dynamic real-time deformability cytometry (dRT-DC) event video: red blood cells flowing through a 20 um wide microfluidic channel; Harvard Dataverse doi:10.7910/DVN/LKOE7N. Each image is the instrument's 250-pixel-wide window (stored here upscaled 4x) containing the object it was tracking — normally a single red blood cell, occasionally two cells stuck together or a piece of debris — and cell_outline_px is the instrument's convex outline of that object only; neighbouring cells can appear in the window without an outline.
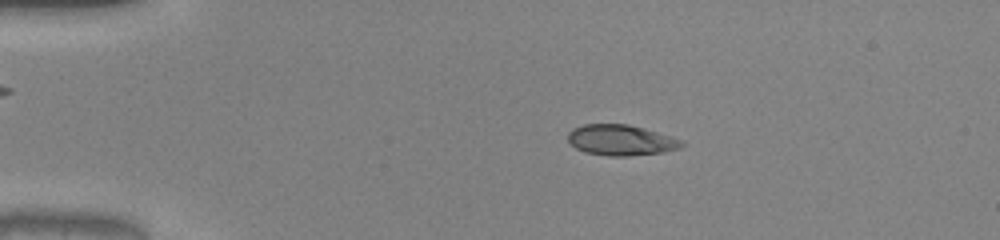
{"species": "common noctule bat (a hibernating species)", "species_latin": "Nyctalus noctula", "temperature_condition": "warm", "stored_images_in_passage": 52, "camera_frame_rate_fps": 3000, "um_per_image_px": 0.085, "animal": {"sex": "male", "body_mass_g": 20.0, "forearm_length_mm": 53.3}, "frame": {"image": 1, "passage_image": 11, "time_ms": 3.333, "image_size_px": [1000, 240], "cell_outline_px": [[684, 144], [680, 148], [664, 152], [628, 156], [608, 156], [584, 152], [576, 148], [568, 140], [568, 132], [572, 128], [584, 124], [628, 124], [644, 128], [684, 140]], "centroid_in_image_um": [52.78, 11.91], "position_along_channel_um": 32.2, "area_um2": 20.46}}
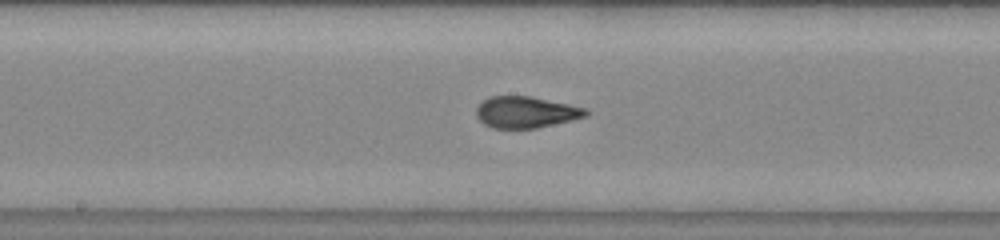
{"frame": {"image": 2, "passage_image": 28, "time_ms": 9.0, "image_size_px": [1000, 240], "cell_outline_px": [[592, 112], [588, 116], [572, 120], [536, 128], [492, 128], [484, 124], [476, 116], [476, 108], [488, 96], [532, 96], [588, 108]], "centroid_in_image_um": [44.75, 9.53], "position_along_channel_um": 203.5, "area_um2": 20.29}}
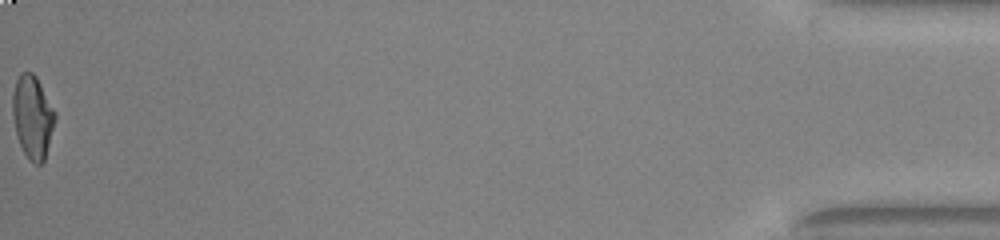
{"frame": {"image": 3, "passage_image": 52, "time_ms": 17.0, "image_size_px": [1000, 240], "cell_outline_px": [[56, 116], [44, 160], [40, 164], [36, 164], [28, 160], [20, 144], [16, 132], [12, 116], [12, 96], [16, 80], [20, 72], [32, 72], [36, 76], [56, 112]], "centroid_in_image_um": [2.75, 9.91], "position_along_channel_um": 432.4, "area_um2": 20.4}, "authors_computed_cell_mechanics": {"area_um2": 20.23, "velocity_mm_per_s": 4.0635, "shape_relaxation_time_tau1_ms": 10.2278, "shape_relaxation_time_tau2_ms": null, "deformation_change_tau1": 0.3667, "deformation_change_tau2": null}}